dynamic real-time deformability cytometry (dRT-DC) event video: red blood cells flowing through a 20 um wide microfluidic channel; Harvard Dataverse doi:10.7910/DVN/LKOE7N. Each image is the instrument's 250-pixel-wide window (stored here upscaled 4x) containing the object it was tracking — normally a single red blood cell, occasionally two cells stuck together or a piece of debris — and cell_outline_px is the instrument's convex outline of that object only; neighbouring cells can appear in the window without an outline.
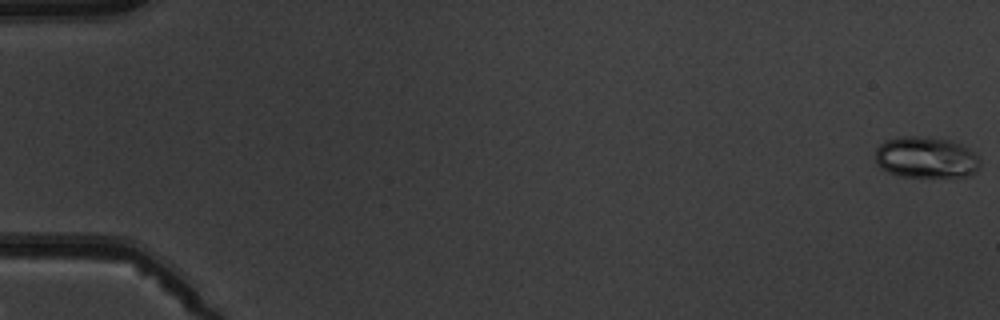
{"species": "common noctule bat (a hibernating species)", "species_latin": "Nyctalus noctula", "temperature_condition": "warm", "stored_images_in_passage": 8, "camera_frame_rate_fps": 3000, "um_per_image_px": 0.085, "animal": {"sex": "male", "body_mass_g": 19.5, "forearm_length_mm": 54.6}, "frame": {"image": 1, "passage_image": 1, "time_ms": 0.0, "image_size_px": [1000, 320], "cell_outline_px": [[980, 164], [976, 172], [972, 176], [900, 176], [888, 172], [880, 168], [876, 164], [876, 148], [884, 140], [900, 136], [928, 136], [948, 140], [960, 144], [968, 148], [980, 156]], "centroid_in_image_um": [78.71, 13.37], "position_along_channel_um": 6.3, "area_um2": 25.49}}
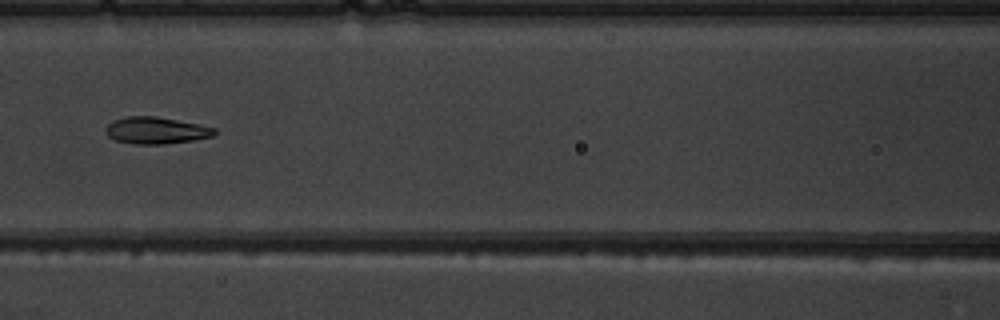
{"frame": {"image": 2, "passage_image": 8, "time_ms": 8.0, "image_size_px": [1000, 320], "cell_outline_px": [[216, 136], [192, 140], [164, 144], [132, 144], [116, 140], [108, 136], [104, 132], [104, 128], [112, 120], [124, 116], [156, 116], [216, 128]], "centroid_in_image_um": [13.22, 11.08], "position_along_channel_um": 153.4, "area_um2": 17.11}}